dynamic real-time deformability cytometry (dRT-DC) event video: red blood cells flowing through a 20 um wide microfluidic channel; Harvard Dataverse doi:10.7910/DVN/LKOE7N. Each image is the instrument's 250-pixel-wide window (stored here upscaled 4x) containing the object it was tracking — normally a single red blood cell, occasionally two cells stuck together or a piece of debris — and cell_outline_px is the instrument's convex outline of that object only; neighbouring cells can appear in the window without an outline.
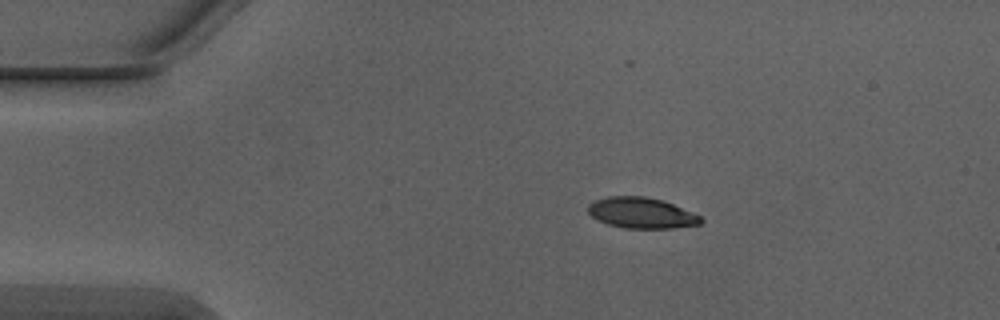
{"species": "Egyptian fruit bat (a non-hibernating species)", "species_latin": "Rousettus aegyptiacus", "temperature_condition": "warm", "stored_images_in_passage": 3, "camera_frame_rate_fps": 3000, "um_per_image_px": 0.085, "animal": {"sex": "male"}, "frame": {"image": 1, "passage_image": 1, "time_ms": 0.0, "image_size_px": [1000, 320], "cell_outline_px": [[704, 220], [700, 224], [672, 228], [624, 228], [608, 224], [596, 220], [588, 212], [588, 204], [596, 200], [608, 196], [644, 196], [664, 200], [700, 216]], "centroid_in_image_um": [54.51, 18.09], "position_along_channel_um": 30.5, "area_um2": 20.23}}
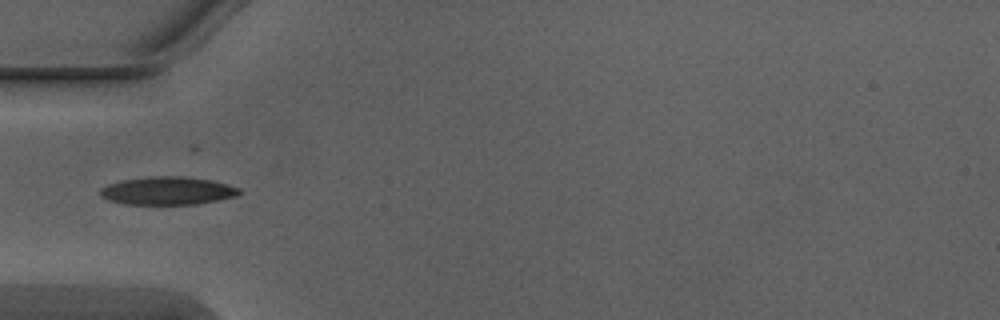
{"frame": {"image": 2, "passage_image": 3, "time_ms": 0.667, "image_size_px": [1000, 320], "cell_outline_px": [[244, 192], [236, 196], [196, 204], [124, 204], [108, 200], [100, 196], [100, 188], [108, 184], [124, 180], [148, 176], [184, 176], [212, 180], [228, 184], [240, 188]], "centroid_in_image_um": [14.26, 16.21], "position_along_channel_um": 70.7, "area_um2": 22.83}}